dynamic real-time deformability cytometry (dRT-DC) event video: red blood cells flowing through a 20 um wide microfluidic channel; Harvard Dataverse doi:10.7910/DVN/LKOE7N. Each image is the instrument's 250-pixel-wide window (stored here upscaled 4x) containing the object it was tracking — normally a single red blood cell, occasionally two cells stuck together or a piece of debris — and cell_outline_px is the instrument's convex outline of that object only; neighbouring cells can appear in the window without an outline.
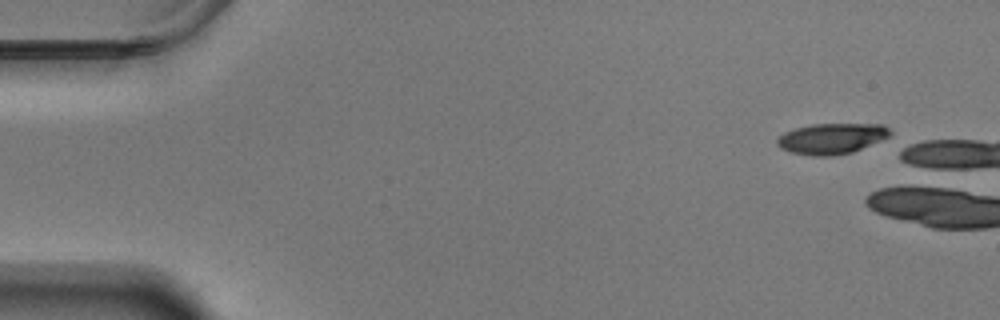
{"species": "Egyptian fruit bat (a non-hibernating species)", "species_latin": "Rousettus aegyptiacus", "temperature_condition": "warm", "stored_images_in_passage": 19, "camera_frame_rate_fps": 3000, "um_per_image_px": 0.085, "animal": {"sex": "male"}, "frame": {"image": 1, "passage_image": 1, "time_ms": 0.0, "image_size_px": [1000, 320], "cell_outline_px": [[892, 140], [852, 152], [832, 156], [812, 156], [792, 152], [780, 148], [776, 144], [776, 140], [784, 132], [796, 128], [812, 124], [880, 124], [888, 128], [892, 132]], "centroid_in_image_um": [70.81, 11.79], "position_along_channel_um": 14.2, "area_um2": 20.81}}
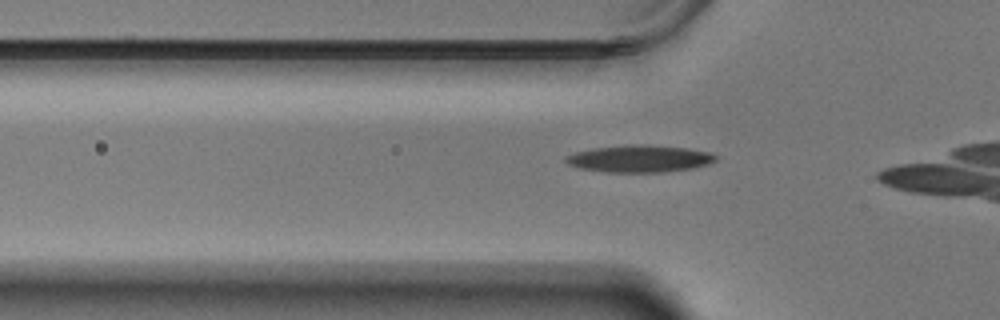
{"frame": {"image": 2, "passage_image": 16, "time_ms": 5.0, "image_size_px": [1000, 320], "cell_outline_px": [[716, 160], [708, 164], [692, 168], [664, 172], [608, 172], [580, 168], [568, 164], [564, 160], [564, 156], [576, 152], [592, 148], [628, 144], [640, 144], [684, 148], [708, 152], [716, 156]], "centroid_in_image_um": [54.31, 13.48], "position_along_channel_um": 71.5, "area_um2": 23.52}}